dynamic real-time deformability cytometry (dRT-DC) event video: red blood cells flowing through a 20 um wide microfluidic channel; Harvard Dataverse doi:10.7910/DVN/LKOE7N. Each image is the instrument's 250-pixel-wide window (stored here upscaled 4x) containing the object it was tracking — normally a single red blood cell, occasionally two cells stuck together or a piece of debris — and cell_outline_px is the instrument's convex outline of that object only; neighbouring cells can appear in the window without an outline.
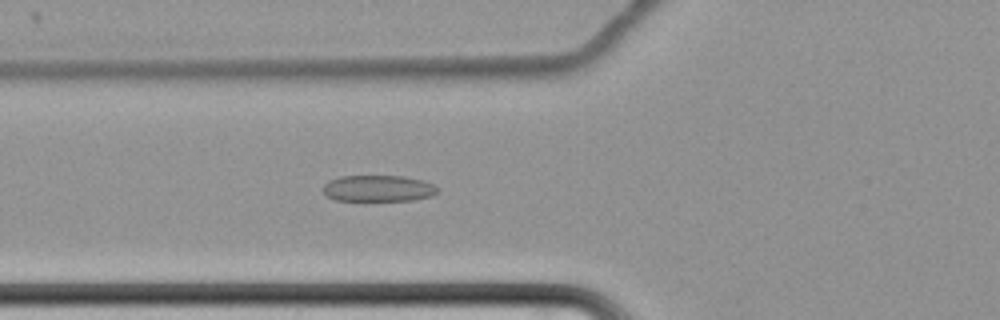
{"species": "common noctule bat (a hibernating species)", "species_latin": "Nyctalus noctula", "temperature_condition": "cold", "stored_images_in_passage": 59, "camera_frame_rate_fps": 3000, "um_per_image_px": 0.085, "animal": {"sex": "female", "body_mass_g": 22.7, "forearm_length_mm": 54.2}, "frame": {"image": 1, "passage_image": 22, "time_ms": 7.0, "image_size_px": [1000, 320], "cell_outline_px": [[440, 188], [432, 196], [412, 200], [336, 200], [328, 196], [324, 192], [324, 184], [328, 180], [340, 176], [404, 176], [424, 180]], "centroid_in_image_um": [32.17, 16.0], "position_along_channel_um": 93.6, "area_um2": 17.51}}
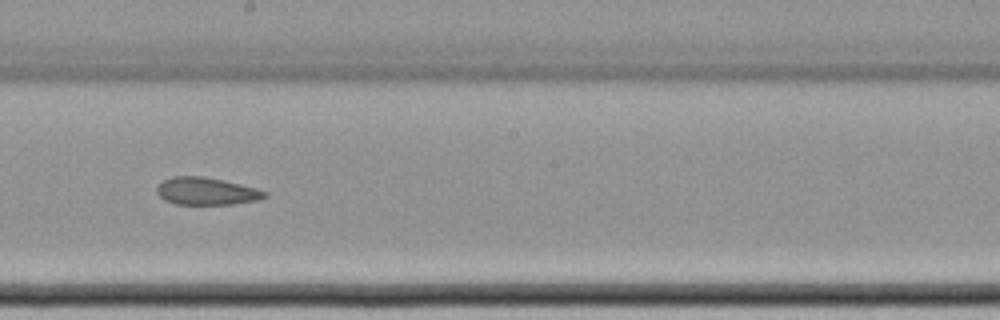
{"frame": {"image": 2, "passage_image": 34, "time_ms": 11.0, "image_size_px": [1000, 320], "cell_outline_px": [[268, 196], [260, 200], [232, 204], [176, 204], [164, 200], [156, 192], [156, 188], [164, 180], [172, 176], [204, 176], [224, 180], [256, 188], [268, 192]], "centroid_in_image_um": [17.57, 16.25], "position_along_channel_um": 230.6, "area_um2": 17.34}}
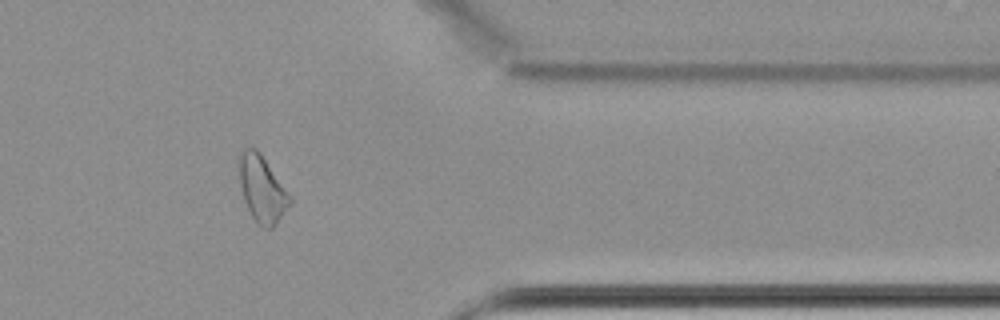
{"frame": {"image": 3, "passage_image": 49, "time_ms": 16.0, "image_size_px": [1000, 320], "cell_outline_px": [[292, 200], [276, 224], [272, 228], [264, 228], [256, 224], [244, 200], [240, 184], [236, 160], [236, 156], [244, 148], [256, 148], [260, 152], [292, 196]], "centroid_in_image_um": [22.24, 16.01], "position_along_channel_um": 389.2, "area_um2": 20.0}, "authors_computed_cell_mechanics": {"area_um2": 19.4786, "velocity_mm_per_s": 3.425, "shape_relaxation_time_tau1_ms": null, "shape_relaxation_time_tau2_ms": 4.4978, "deformation_change_tau1": null, "deformation_change_tau2": 0.1081}}